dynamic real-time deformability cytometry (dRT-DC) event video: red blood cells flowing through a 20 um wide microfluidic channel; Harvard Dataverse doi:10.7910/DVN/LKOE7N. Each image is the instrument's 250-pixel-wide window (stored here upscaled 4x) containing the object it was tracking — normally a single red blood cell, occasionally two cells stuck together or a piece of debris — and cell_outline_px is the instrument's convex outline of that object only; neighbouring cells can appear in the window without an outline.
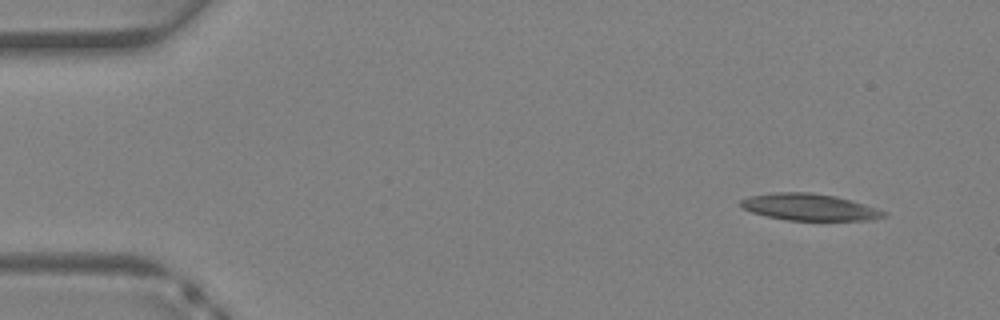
{"species": "Egyptian fruit bat (a non-hibernating species)", "species_latin": "Rousettus aegyptiacus", "temperature_condition": "warm", "stored_images_in_passage": 37, "segment_of_instrument_passage": [1, 2], "camera_frame_rate_fps": 3000, "um_per_image_px": 0.085, "animal": {"sex": "female"}, "frame": {"image": 1, "passage_image": 1, "time_ms": 0.0, "image_size_px": [1000, 320], "cell_outline_px": [[888, 216], [872, 220], [784, 220], [752, 212], [744, 208], [740, 204], [740, 200], [748, 196], [772, 192], [812, 192], [836, 196], [864, 204], [888, 212]], "centroid_in_image_um": [68.82, 17.6], "position_along_channel_um": 16.2, "area_um2": 22.37}}
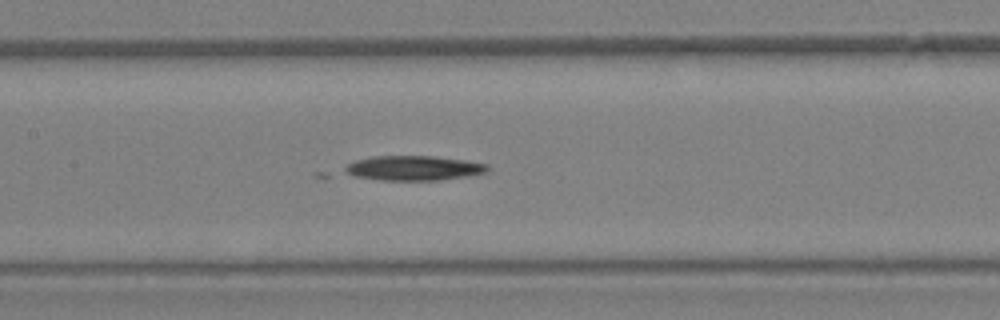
{"frame": {"image": 2, "passage_image": 16, "time_ms": 5.0, "image_size_px": [1000, 320], "cell_outline_px": [[488, 168], [484, 172], [464, 176], [436, 180], [380, 180], [356, 176], [348, 172], [344, 168], [348, 164], [356, 160], [372, 156], [432, 156], [464, 160], [488, 164]], "centroid_in_image_um": [35.14, 14.28], "position_along_channel_um": 172.3, "area_um2": 20.06}}
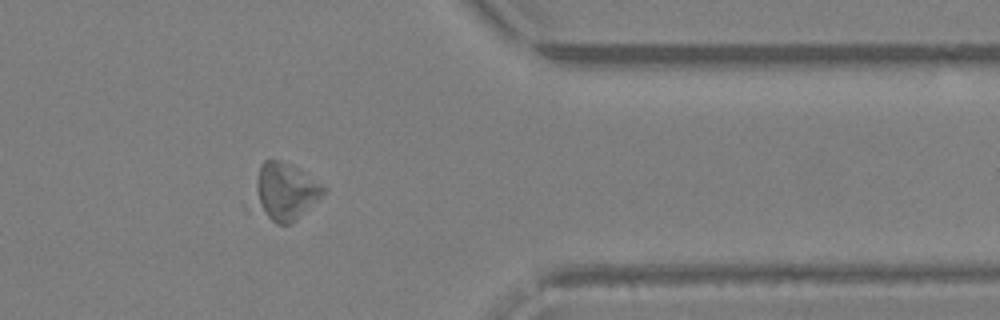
{"frame": {"image": 3, "passage_image": 29, "time_ms": 9.333, "image_size_px": [1000, 320], "cell_outline_px": [[328, 188], [296, 220], [288, 224], [276, 224], [248, 212], [244, 204], [260, 164], [264, 160], [280, 160], [292, 164]], "centroid_in_image_um": [23.96, 16.35], "position_along_channel_um": 387.4, "area_um2": 25.26}}